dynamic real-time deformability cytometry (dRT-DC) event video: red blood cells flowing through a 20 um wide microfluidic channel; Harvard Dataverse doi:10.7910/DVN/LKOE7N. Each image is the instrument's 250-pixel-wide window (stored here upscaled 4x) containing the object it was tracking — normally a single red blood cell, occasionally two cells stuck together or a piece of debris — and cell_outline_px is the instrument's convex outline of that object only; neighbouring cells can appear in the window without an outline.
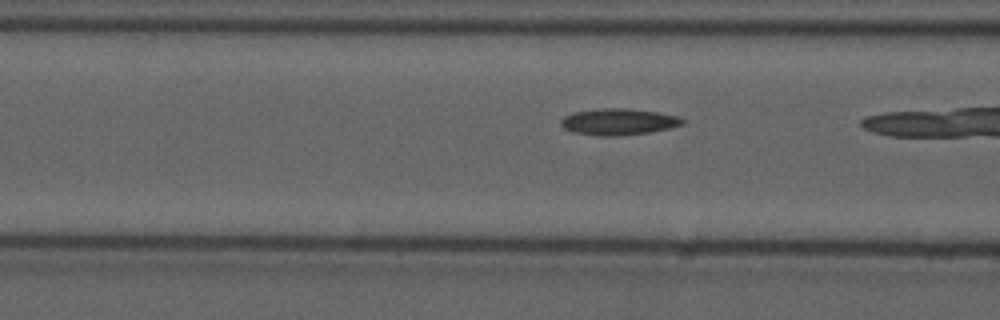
{"species": "common noctule bat (a hibernating species)", "species_latin": "Nyctalus noctula", "temperature_condition": "cold", "stored_images_in_passage": 11, "camera_frame_rate_fps": 3000, "um_per_image_px": 0.085, "animal": {"sex": "male", "forearm_length_mm": 52.5}, "frame": {"image": 1, "passage_image": 10, "time_ms": 3.0, "image_size_px": [1000, 320], "cell_outline_px": [[684, 124], [668, 128], [648, 132], [616, 136], [600, 136], [572, 132], [564, 128], [560, 124], [560, 120], [564, 116], [572, 112], [600, 108], [624, 108], [656, 112], [676, 116], [684, 120]], "centroid_in_image_um": [52.5, 10.35], "position_along_channel_um": 114.1, "area_um2": 18.61}}